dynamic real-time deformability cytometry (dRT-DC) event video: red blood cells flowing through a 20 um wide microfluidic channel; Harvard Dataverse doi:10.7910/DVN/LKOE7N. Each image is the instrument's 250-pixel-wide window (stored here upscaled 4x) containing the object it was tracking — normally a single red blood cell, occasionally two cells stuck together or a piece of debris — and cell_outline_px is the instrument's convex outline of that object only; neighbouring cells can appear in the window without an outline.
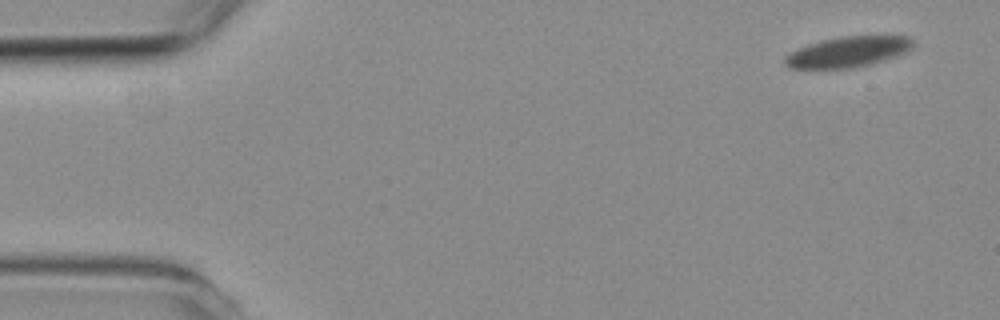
{"species": "common noctule bat (a hibernating species)", "species_latin": "Nyctalus noctula", "temperature_condition": "room temperature", "stored_images_in_passage": 5, "camera_frame_rate_fps": 3000, "um_per_image_px": 0.085, "animal": {"sex": "female", "body_mass_g": 19.3, "forearm_length_mm": 54.1}, "frame": {"image": 1, "passage_image": 1, "time_ms": 0.0, "image_size_px": [1000, 320], "cell_outline_px": [[912, 48], [904, 52], [868, 64], [852, 68], [788, 68], [784, 64], [784, 56], [788, 52], [808, 44], [820, 40], [840, 36], [908, 36], [912, 40]], "centroid_in_image_um": [71.97, 4.4], "position_along_channel_um": 13.0, "area_um2": 22.54}}
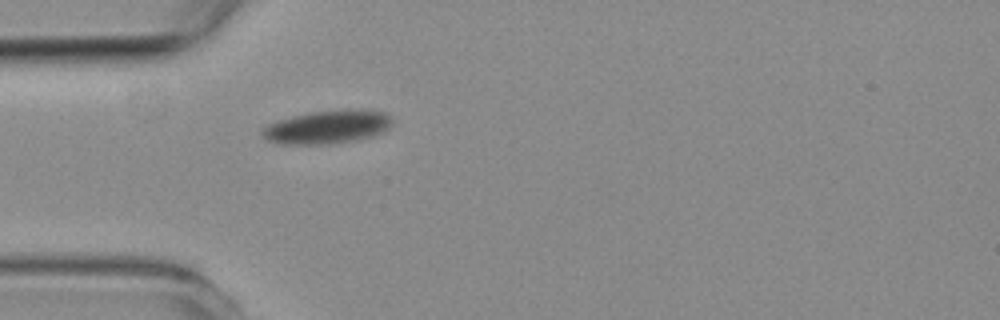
{"frame": {"image": 2, "passage_image": 5, "time_ms": 5.0, "image_size_px": [1000, 320], "cell_outline_px": [[392, 124], [384, 132], [372, 136], [356, 140], [328, 144], [276, 144], [260, 136], [260, 128], [268, 124], [292, 116], [308, 112], [344, 108], [348, 108], [384, 112], [392, 116]], "centroid_in_image_um": [27.81, 10.78], "position_along_channel_um": 57.2, "area_um2": 25.78}}